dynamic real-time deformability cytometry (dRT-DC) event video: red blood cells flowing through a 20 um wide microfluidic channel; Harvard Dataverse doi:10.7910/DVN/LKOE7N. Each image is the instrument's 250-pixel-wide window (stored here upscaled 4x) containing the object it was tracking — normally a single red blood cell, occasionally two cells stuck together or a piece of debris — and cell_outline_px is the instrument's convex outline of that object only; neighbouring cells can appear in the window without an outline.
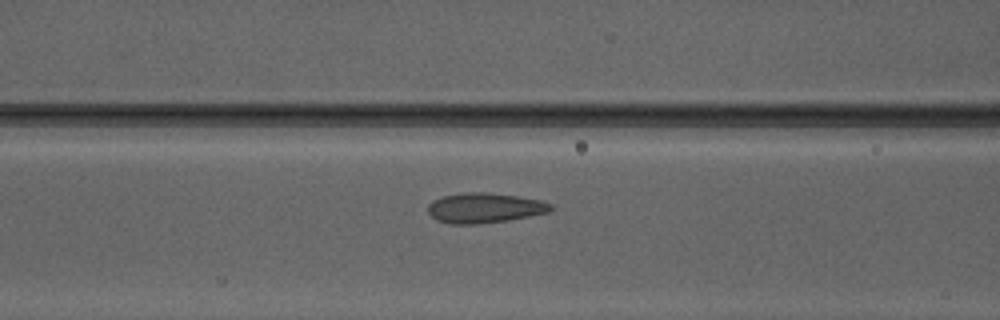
{"species": "Egyptian fruit bat (a non-hibernating species)", "species_latin": "Rousettus aegyptiacus", "temperature_condition": "warm", "stored_images_in_passage": 45, "camera_frame_rate_fps": 3000, "um_per_image_px": 0.085, "animal": {"sex": "male"}, "frame": {"image": 1, "passage_image": 17, "time_ms": 5.333, "image_size_px": [1000, 320], "cell_outline_px": [[552, 212], [508, 220], [476, 224], [452, 224], [436, 220], [428, 212], [428, 204], [432, 200], [444, 196], [464, 192], [488, 192], [516, 196], [540, 200], [552, 204]], "centroid_in_image_um": [41.19, 17.67], "position_along_channel_um": 125.4, "area_um2": 21.56}}
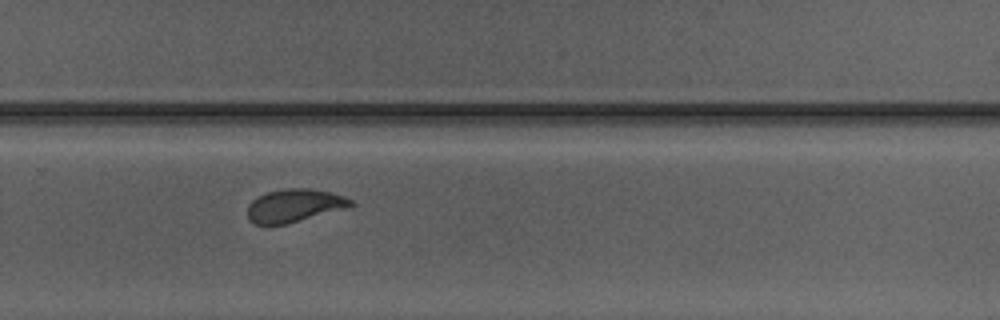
{"frame": {"image": 2, "passage_image": 30, "time_ms": 9.667, "image_size_px": [1000, 320], "cell_outline_px": [[356, 204], [348, 208], [288, 224], [256, 224], [248, 220], [248, 204], [256, 196], [268, 192], [284, 188], [312, 188], [332, 192], [344, 196], [352, 200]], "centroid_in_image_um": [25.05, 17.46], "position_along_channel_um": 304.7, "area_um2": 20.23}}
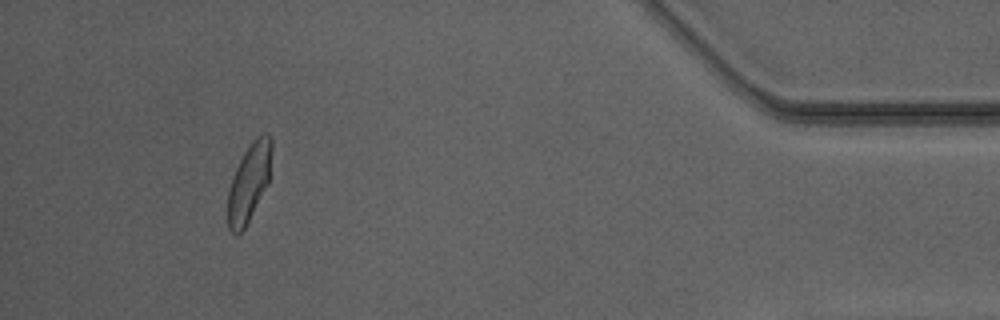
{"frame": {"image": 3, "passage_image": 42, "time_ms": 13.667, "image_size_px": [1000, 320], "cell_outline_px": [[272, 148], [268, 184], [244, 228], [236, 236], [228, 228], [228, 192], [232, 176], [244, 152], [252, 140], [256, 136], [264, 132], [268, 132], [272, 140]], "centroid_in_image_um": [21.18, 15.46], "position_along_channel_um": 414.0, "area_um2": 19.88}, "authors_computed_cell_mechanics": {"area_um2": 20.6346, "velocity_mm_per_s": 4.1523, "shape_relaxation_time_tau1_ms": 4.522, "shape_relaxation_time_tau2_ms": 0.8586, "deformation_change_tau1": 0.1466, "deformation_change_tau2": 0.0557}}